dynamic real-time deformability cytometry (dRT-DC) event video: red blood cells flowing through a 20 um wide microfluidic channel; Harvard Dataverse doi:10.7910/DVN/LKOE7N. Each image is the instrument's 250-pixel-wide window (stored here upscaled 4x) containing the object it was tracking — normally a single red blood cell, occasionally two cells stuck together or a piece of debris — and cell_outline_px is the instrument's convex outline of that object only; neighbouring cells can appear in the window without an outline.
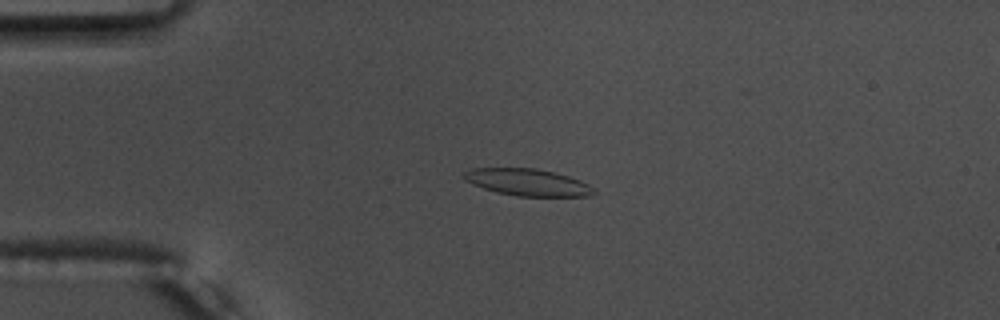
{"species": "common noctule bat (a hibernating species)", "species_latin": "Nyctalus noctula", "temperature_condition": "warm", "stored_images_in_passage": 45, "camera_frame_rate_fps": 3000, "um_per_image_px": 0.085, "animal": {"sex": "male", "body_mass_g": 17.5, "forearm_length_mm": 52.3}, "frame": {"image": 1, "passage_image": 3, "time_ms": 0.667, "image_size_px": [1000, 320], "cell_outline_px": [[596, 192], [588, 196], [516, 196], [496, 192], [472, 184], [464, 180], [460, 172], [472, 168], [536, 168], [556, 172], [580, 180], [596, 188]], "centroid_in_image_um": [44.82, 15.49], "position_along_channel_um": 40.2, "area_um2": 20.63}}
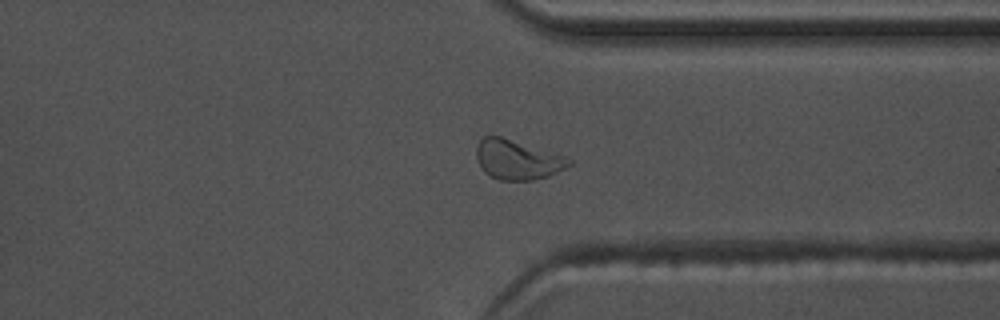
{"frame": {"image": 2, "passage_image": 32, "time_ms": 10.333, "image_size_px": [1000, 320], "cell_outline_px": [[572, 164], [548, 176], [532, 180], [500, 180], [484, 172], [476, 156], [476, 148], [480, 140], [484, 136], [500, 136], [564, 156], [572, 160]], "centroid_in_image_um": [43.96, 13.57], "position_along_channel_um": 367.4, "area_um2": 20.98}}
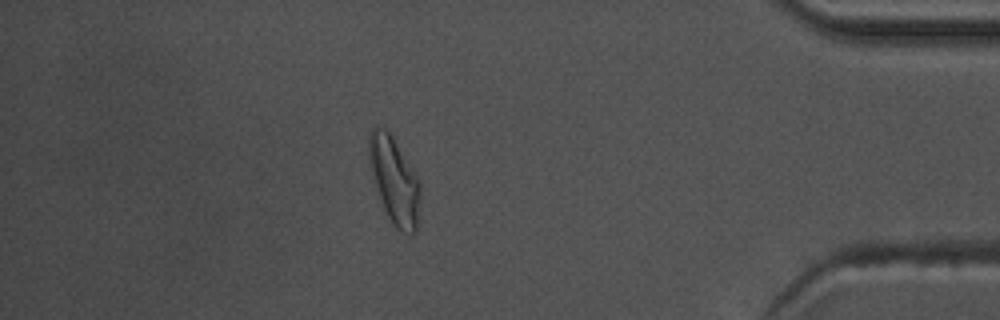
{"frame": {"image": 3, "passage_image": 38, "time_ms": 12.333, "image_size_px": [1000, 320], "cell_outline_px": [[420, 196], [416, 232], [412, 236], [400, 232], [392, 224], [380, 200], [372, 180], [368, 156], [368, 136], [372, 128], [384, 128], [392, 136], [420, 180]], "centroid_in_image_um": [33.51, 15.38], "position_along_channel_um": 401.7, "area_um2": 26.13}, "authors_computed_cell_mechanics": {"area_um2": 20.4034, "velocity_mm_per_s": 3.7087, "shape_relaxation_time_tau1_ms": 6.1074, "shape_relaxation_time_tau2_ms": 1.2687, "deformation_change_tau1": 0.1866, "deformation_change_tau2": 0.0722}}